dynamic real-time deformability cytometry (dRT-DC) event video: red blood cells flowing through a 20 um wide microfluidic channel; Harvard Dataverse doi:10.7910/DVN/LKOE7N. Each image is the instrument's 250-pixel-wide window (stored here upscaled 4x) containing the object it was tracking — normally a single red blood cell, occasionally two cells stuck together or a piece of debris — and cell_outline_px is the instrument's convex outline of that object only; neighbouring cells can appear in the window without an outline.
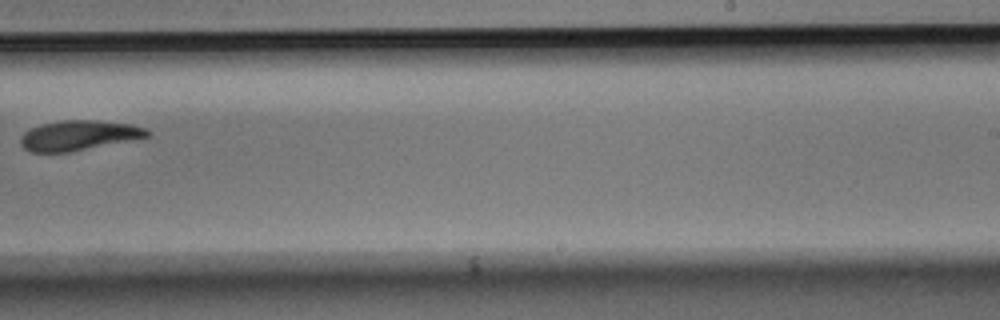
{"species": "Egyptian fruit bat (a non-hibernating species)", "species_latin": "Rousettus aegyptiacus", "temperature_condition": "room temperature", "stored_images_in_passage": 10, "segment_of_instrument_passage": [1, 2], "camera_frame_rate_fps": 3000, "um_per_image_px": 0.085, "animal": {"sex": "male"}, "frame": {"image": 1, "passage_image": 9, "time_ms": 2.667, "image_size_px": [1000, 320], "cell_outline_px": [[152, 132], [148, 136], [68, 152], [28, 152], [20, 144], [20, 136], [24, 132], [32, 128], [44, 124], [60, 120], [96, 120], [128, 124], [144, 128]], "centroid_in_image_um": [6.63, 11.51], "position_along_channel_um": 282.4, "area_um2": 21.68}}